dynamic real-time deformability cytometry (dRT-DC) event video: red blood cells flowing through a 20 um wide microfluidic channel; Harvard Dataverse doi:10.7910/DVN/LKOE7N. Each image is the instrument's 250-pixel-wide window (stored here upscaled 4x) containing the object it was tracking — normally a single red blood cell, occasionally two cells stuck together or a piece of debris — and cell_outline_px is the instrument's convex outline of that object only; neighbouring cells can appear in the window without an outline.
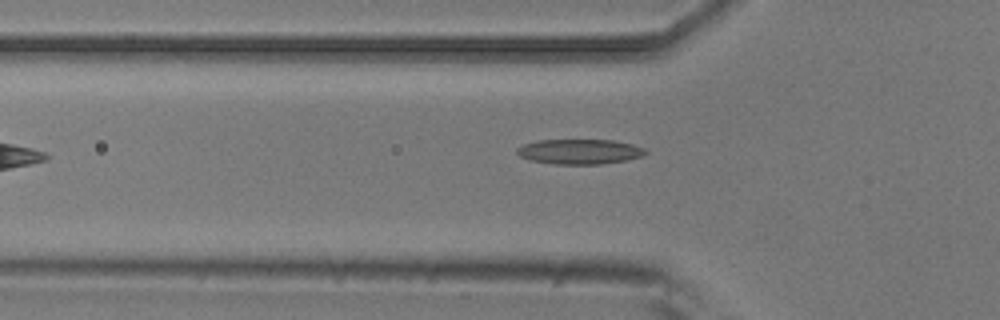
{"species": "common noctule bat (a hibernating species)", "species_latin": "Nyctalus noctula", "temperature_condition": "room temperature", "stored_images_in_passage": 7, "camera_frame_rate_fps": 3000, "um_per_image_px": 0.085, "animal": {"sex": "male", "body_mass_g": 20.5, "forearm_length_mm": 52.5}, "frame": {"image": 1, "passage_image": 6, "time_ms": 1.667, "image_size_px": [1000, 320], "cell_outline_px": [[648, 152], [644, 156], [624, 160], [600, 164], [556, 164], [532, 160], [520, 156], [516, 152], [516, 148], [524, 144], [536, 140], [612, 140], [632, 144], [644, 148]], "centroid_in_image_um": [49.27, 12.88], "position_along_channel_um": 76.5, "area_um2": 18.61}}